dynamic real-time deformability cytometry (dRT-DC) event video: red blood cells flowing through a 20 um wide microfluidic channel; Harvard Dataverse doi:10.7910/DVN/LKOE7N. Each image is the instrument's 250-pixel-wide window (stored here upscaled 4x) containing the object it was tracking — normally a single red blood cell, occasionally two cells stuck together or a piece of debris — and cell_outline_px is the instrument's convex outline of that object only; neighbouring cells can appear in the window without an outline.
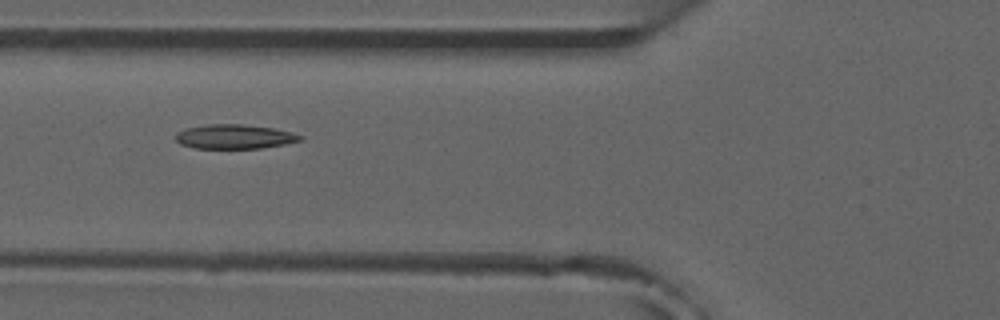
{"species": "common noctule bat (a hibernating species)", "species_latin": "Nyctalus noctula", "temperature_condition": "room temperature", "stored_images_in_passage": 6, "camera_frame_rate_fps": 3000, "um_per_image_px": 0.085, "animal": {"sex": "male", "forearm_length_mm": 52.5}, "frame": {"image": 1, "passage_image": 3, "time_ms": 2.333, "image_size_px": [1000, 320], "cell_outline_px": [[304, 140], [284, 144], [260, 148], [196, 148], [180, 144], [176, 140], [176, 132], [184, 128], [208, 124], [240, 124], [272, 128], [292, 132], [304, 136]], "centroid_in_image_um": [19.93, 11.61], "position_along_channel_um": 105.9, "area_um2": 17.69}}
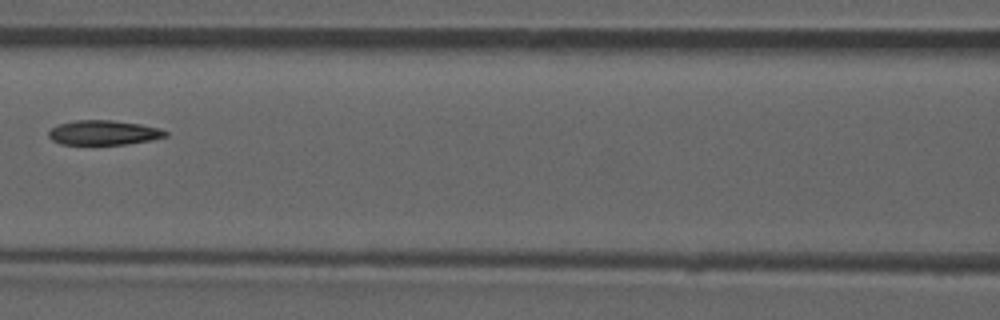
{"frame": {"image": 2, "passage_image": 4, "time_ms": 3.667, "image_size_px": [1000, 320], "cell_outline_px": [[168, 136], [152, 140], [128, 144], [60, 144], [52, 140], [48, 136], [48, 132], [52, 128], [60, 124], [76, 120], [112, 120], [140, 124], [160, 128], [168, 132]], "centroid_in_image_um": [8.84, 11.28], "position_along_channel_um": 157.8, "area_um2": 16.76}}